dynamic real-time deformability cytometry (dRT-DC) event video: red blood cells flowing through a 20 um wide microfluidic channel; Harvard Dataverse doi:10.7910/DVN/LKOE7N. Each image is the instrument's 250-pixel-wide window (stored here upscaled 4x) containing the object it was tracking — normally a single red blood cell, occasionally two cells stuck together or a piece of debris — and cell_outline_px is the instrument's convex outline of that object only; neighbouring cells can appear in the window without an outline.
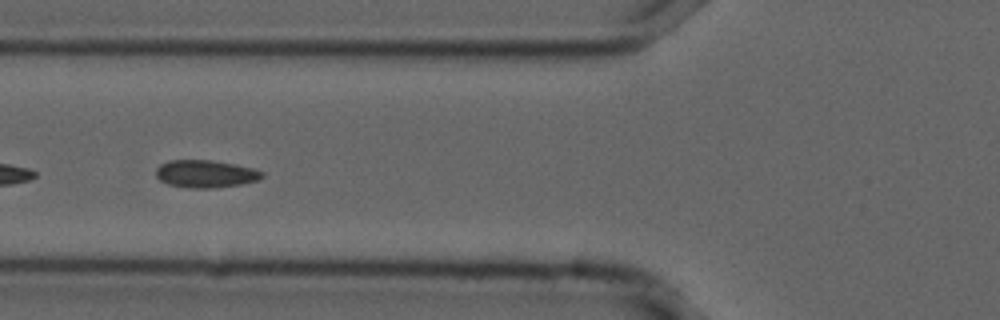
{"species": "common noctule bat (a hibernating species)", "species_latin": "Nyctalus noctula", "temperature_condition": "cold", "stored_images_in_passage": 24, "segment_of_instrument_passage": [2, 2], "camera_frame_rate_fps": 3000, "um_per_image_px": 0.085, "animal": {"sex": "male", "forearm_length_mm": 52.5}, "frame": {"image": 1, "passage_image": 21, "time_ms": 6.667, "image_size_px": [1000, 320], "cell_outline_px": [[264, 176], [256, 180], [240, 184], [216, 188], [192, 188], [168, 184], [160, 180], [156, 176], [156, 168], [160, 164], [168, 160], [212, 160], [236, 164], [252, 168], [264, 172]], "centroid_in_image_um": [17.46, 14.77], "position_along_channel_um": 108.3, "area_um2": 17.05}}